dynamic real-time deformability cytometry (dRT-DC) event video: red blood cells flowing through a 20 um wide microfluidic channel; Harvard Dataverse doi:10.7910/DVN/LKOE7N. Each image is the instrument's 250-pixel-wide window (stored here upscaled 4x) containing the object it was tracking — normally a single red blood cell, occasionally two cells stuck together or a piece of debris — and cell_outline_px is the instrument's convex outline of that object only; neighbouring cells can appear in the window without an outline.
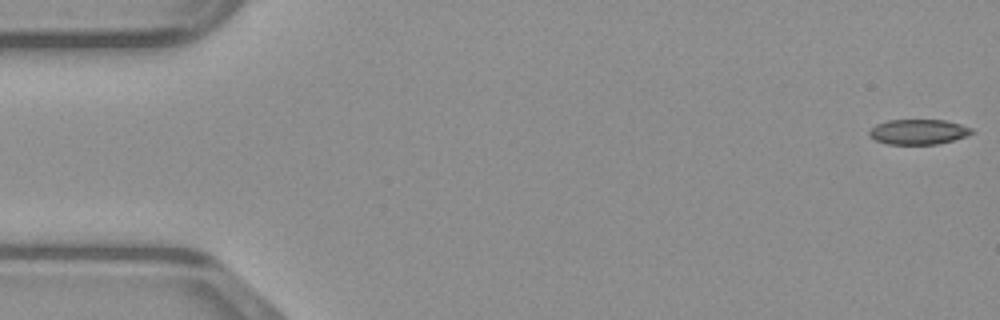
{"species": "common noctule bat (a hibernating species)", "species_latin": "Nyctalus noctula", "temperature_condition": "warm", "stored_images_in_passage": 15, "camera_frame_rate_fps": 3000, "um_per_image_px": 0.085, "animal": {"sex": "male", "body_mass_g": 23.1, "forearm_length_mm": 52.7}, "frame": {"image": 1, "passage_image": 1, "time_ms": 0.0, "image_size_px": [1000, 320], "cell_outline_px": [[976, 132], [952, 140], [936, 144], [888, 144], [876, 140], [868, 136], [868, 132], [876, 124], [888, 120], [944, 120], [960, 124], [972, 128]], "centroid_in_image_um": [78.04, 11.2], "position_along_channel_um": 7.0, "area_um2": 14.91}}
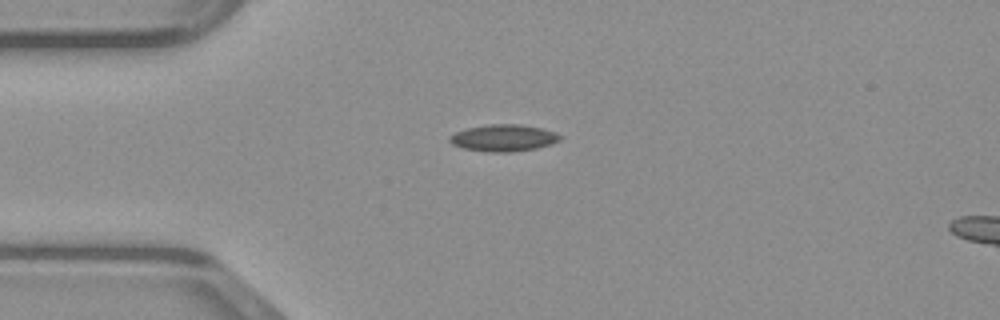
{"frame": {"image": 2, "passage_image": 12, "time_ms": 3.667, "image_size_px": [1000, 320], "cell_outline_px": [[560, 140], [536, 148], [508, 152], [488, 152], [464, 148], [452, 144], [448, 140], [448, 136], [456, 132], [468, 128], [488, 124], [520, 124], [540, 128], [556, 132], [560, 136]], "centroid_in_image_um": [42.76, 11.72], "position_along_channel_um": 42.2, "area_um2": 17.05}}